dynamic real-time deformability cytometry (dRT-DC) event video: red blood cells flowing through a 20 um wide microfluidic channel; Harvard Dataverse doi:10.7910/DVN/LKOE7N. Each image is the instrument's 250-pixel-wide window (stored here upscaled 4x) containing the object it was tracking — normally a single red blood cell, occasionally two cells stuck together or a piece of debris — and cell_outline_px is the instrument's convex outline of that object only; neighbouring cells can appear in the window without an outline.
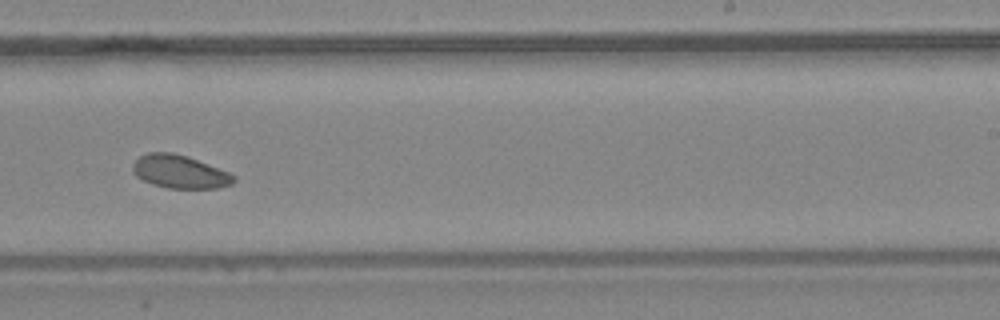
{"species": "common noctule bat (a hibernating species)", "species_latin": "Nyctalus noctula", "temperature_condition": "warm", "stored_images_in_passage": 31, "camera_frame_rate_fps": 3000, "um_per_image_px": 0.085, "animal": {"sex": "female", "body_mass_g": 24.6, "forearm_length_mm": 56.2}, "frame": {"image": 1, "passage_image": 18, "time_ms": 5.667, "image_size_px": [1000, 320], "cell_outline_px": [[236, 180], [232, 184], [216, 188], [168, 188], [152, 184], [136, 176], [132, 172], [132, 164], [140, 156], [148, 152], [172, 152], [188, 156], [228, 172], [236, 176]], "centroid_in_image_um": [15.27, 14.59], "position_along_channel_um": 273.7, "area_um2": 19.54}, "authors_computed_cell_mechanics": {"area_um2": 19.9988, "velocity_mm_per_s": 4.4244, "shape_relaxation_time_tau1_ms": 1.2119, "shape_relaxation_time_tau2_ms": null, "deformation_change_tau1": 0.0295, "deformation_change_tau2": null}}